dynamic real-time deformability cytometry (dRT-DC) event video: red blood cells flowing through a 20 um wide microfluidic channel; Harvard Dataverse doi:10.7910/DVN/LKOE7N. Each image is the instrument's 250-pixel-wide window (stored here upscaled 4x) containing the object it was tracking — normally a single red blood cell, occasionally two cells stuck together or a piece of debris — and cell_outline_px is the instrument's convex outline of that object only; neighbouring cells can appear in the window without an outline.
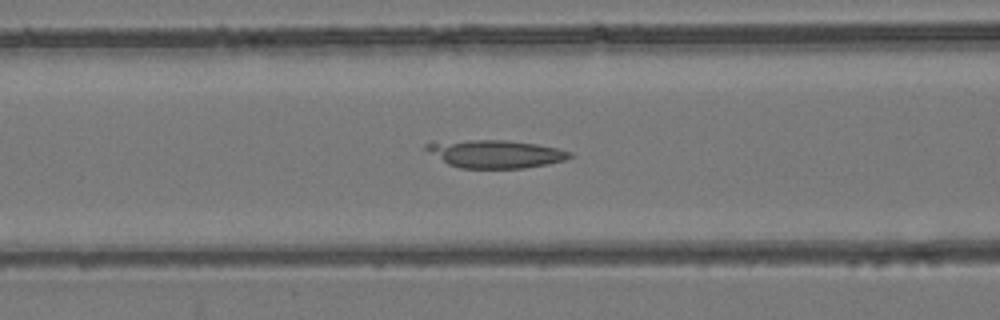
{"species": "common noctule bat (a hibernating species)", "species_latin": "Nyctalus noctula", "temperature_condition": "room temperature", "stored_images_in_passage": 52, "camera_frame_rate_fps": 3000, "um_per_image_px": 0.085, "animal": {"sex": "female", "body_mass_g": 24.6, "forearm_length_mm": 56.2}, "frame": {"image": 1, "passage_image": 21, "time_ms": 6.667, "image_size_px": [1000, 320], "cell_outline_px": [[572, 156], [564, 160], [548, 164], [524, 168], [460, 168], [448, 164], [424, 148], [424, 144], [432, 140], [508, 140], [536, 144], [556, 148], [572, 152]], "centroid_in_image_um": [42.05, 13.06], "position_along_channel_um": 124.5, "area_um2": 23.52}}
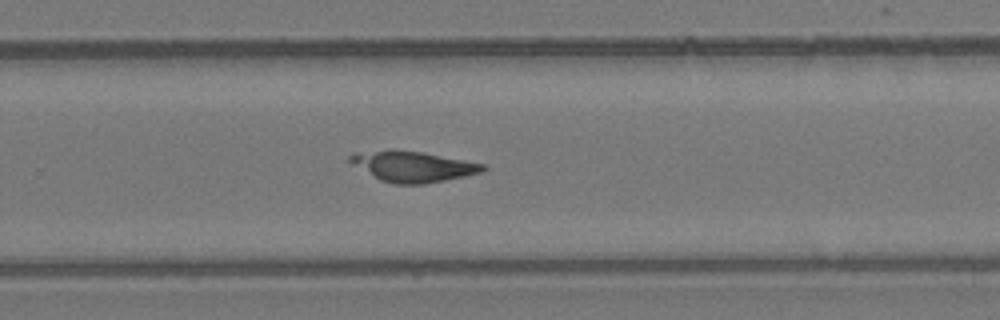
{"frame": {"image": 2, "passage_image": 34, "time_ms": 11.0, "image_size_px": [1000, 320], "cell_outline_px": [[488, 168], [480, 172], [464, 176], [424, 184], [396, 184], [380, 180], [348, 160], [348, 156], [352, 152], [388, 148], [392, 148], [420, 152], [484, 164]], "centroid_in_image_um": [35.03, 14.12], "position_along_channel_um": 294.8, "area_um2": 23.58}}
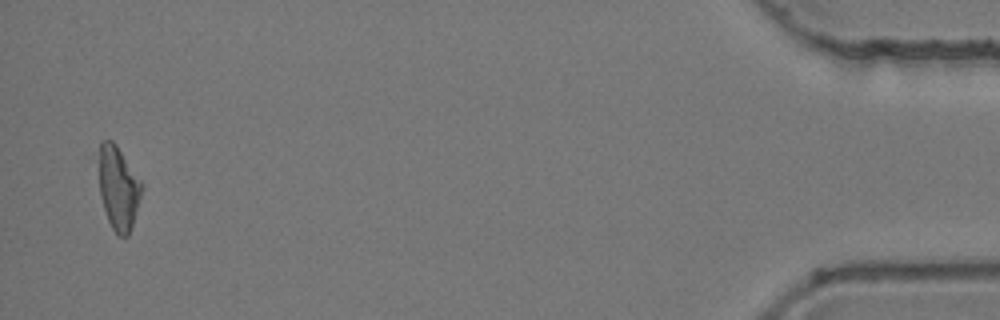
{"frame": {"image": 3, "passage_image": 51, "time_ms": 16.667, "image_size_px": [1000, 320], "cell_outline_px": [[144, 188], [132, 228], [128, 236], [116, 236], [108, 220], [100, 196], [100, 140], [112, 140], [116, 144], [144, 184]], "centroid_in_image_um": [10.11, 16.01], "position_along_channel_um": 425.1, "area_um2": 20.98}, "authors_computed_cell_mechanics": {"area_um2": 23.1778, "velocity_mm_per_s": 3.9351, "shape_relaxation_time_tau1_ms": null, "shape_relaxation_time_tau2_ms": 1.0079, "deformation_change_tau1": null, "deformation_change_tau2": 0.0669}}